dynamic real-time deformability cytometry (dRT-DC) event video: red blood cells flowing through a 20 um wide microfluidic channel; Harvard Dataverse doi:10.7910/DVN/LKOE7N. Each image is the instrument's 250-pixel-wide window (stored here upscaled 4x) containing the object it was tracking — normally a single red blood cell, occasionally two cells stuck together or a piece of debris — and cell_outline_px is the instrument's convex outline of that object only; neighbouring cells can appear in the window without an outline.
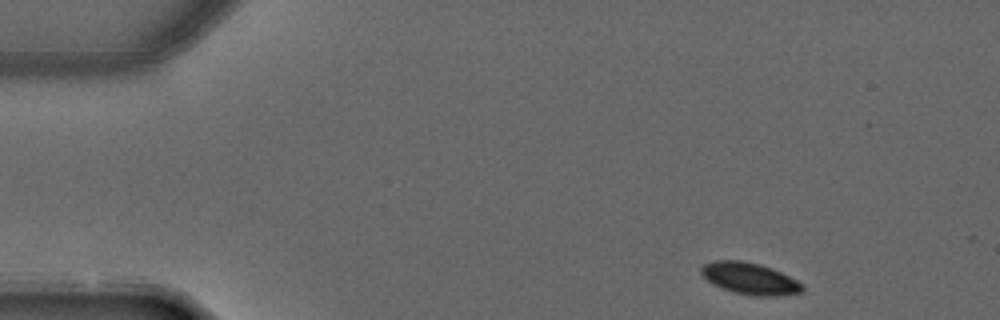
{"species": "common noctule bat (a hibernating species)", "species_latin": "Nyctalus noctula", "temperature_condition": "warm", "stored_images_in_passage": 4, "camera_frame_rate_fps": 3000, "um_per_image_px": 0.085, "animal": {"sex": "male", "forearm_length_mm": 52.5}, "frame": {"image": 1, "passage_image": 1, "time_ms": 0.0, "image_size_px": [1000, 320], "cell_outline_px": [[804, 292], [780, 296], [756, 296], [732, 292], [712, 284], [700, 272], [700, 268], [704, 264], [716, 260], [740, 260], [760, 264], [772, 268], [804, 284]], "centroid_in_image_um": [63.76, 23.68], "position_along_channel_um": 21.2, "area_um2": 18.79}}
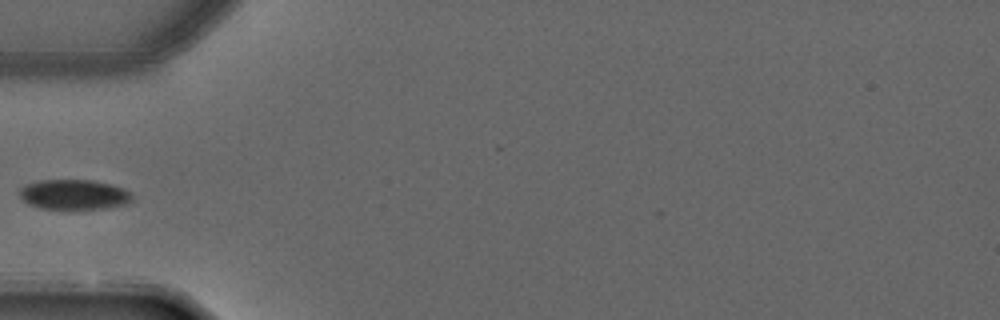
{"frame": {"image": 2, "passage_image": 4, "time_ms": 1.0, "image_size_px": [1000, 320], "cell_outline_px": [[132, 200], [124, 204], [108, 208], [68, 212], [40, 208], [28, 204], [20, 196], [20, 188], [28, 184], [40, 180], [92, 180], [112, 184], [124, 188], [132, 196]], "centroid_in_image_um": [6.29, 16.58], "position_along_channel_um": 78.7, "area_um2": 20.4}}